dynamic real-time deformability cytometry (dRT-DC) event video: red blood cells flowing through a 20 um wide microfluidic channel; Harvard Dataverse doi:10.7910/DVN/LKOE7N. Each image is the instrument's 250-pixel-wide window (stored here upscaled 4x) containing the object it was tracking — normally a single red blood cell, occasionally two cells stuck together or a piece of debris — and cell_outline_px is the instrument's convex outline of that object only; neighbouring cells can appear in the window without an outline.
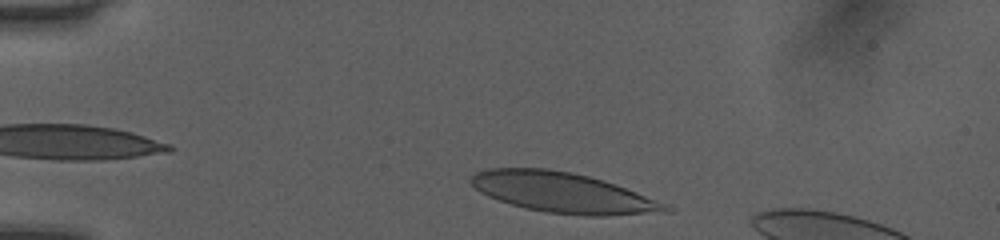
{"species": "human", "species_latin": "Homo sapiens", "temperature_condition": "room temperature", "stored_images_in_passage": 31, "camera_frame_rate_fps": 3000, "um_per_image_px": 0.085, "donor": {"sex": "female"}, "frame": {"image": 1, "passage_image": 2, "time_ms": 0.333, "image_size_px": [1000, 240], "cell_outline_px": [[672, 208], [668, 212], [604, 216], [588, 216], [544, 212], [524, 208], [488, 196], [480, 192], [468, 180], [476, 172], [488, 168], [548, 168], [572, 172], [604, 180], [616, 184], [668, 204]], "centroid_in_image_um": [47.86, 16.37], "position_along_channel_um": 37.1, "area_um2": 45.72}}
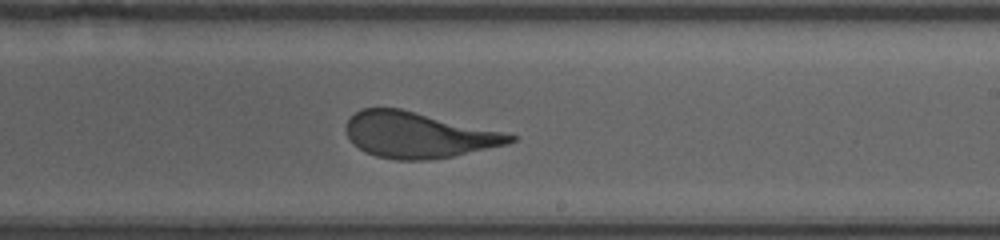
{"frame": {"image": 2, "passage_image": 19, "time_ms": 6.0, "image_size_px": [1000, 240], "cell_outline_px": [[516, 140], [508, 144], [452, 156], [428, 160], [396, 160], [376, 156], [364, 152], [352, 144], [348, 140], [344, 128], [348, 120], [356, 112], [364, 108], [400, 108], [500, 132], [516, 136]], "centroid_in_image_um": [35.45, 11.49], "position_along_channel_um": 253.5, "area_um2": 43.35}}
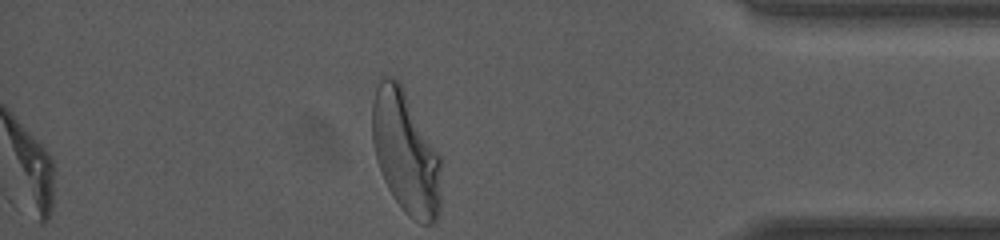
{"frame": {"image": 3, "passage_image": 31, "time_ms": 10.0, "image_size_px": [1000, 240], "cell_outline_px": [[440, 208], [436, 224], [420, 224], [412, 220], [400, 208], [392, 196], [384, 180], [376, 160], [372, 140], [372, 100], [380, 76], [392, 76], [400, 80], [440, 156]], "centroid_in_image_um": [34.47, 12.96], "position_along_channel_um": 400.7, "area_um2": 49.94}, "authors_computed_cell_mechanics": {"area_um2": 45.1418, "velocity_mm_per_s": 4.0753, "shape_relaxation_time_tau1_ms": 2.7582, "shape_relaxation_time_tau2_ms": null, "deformation_change_tau1": 0.1716, "deformation_change_tau2": null}}